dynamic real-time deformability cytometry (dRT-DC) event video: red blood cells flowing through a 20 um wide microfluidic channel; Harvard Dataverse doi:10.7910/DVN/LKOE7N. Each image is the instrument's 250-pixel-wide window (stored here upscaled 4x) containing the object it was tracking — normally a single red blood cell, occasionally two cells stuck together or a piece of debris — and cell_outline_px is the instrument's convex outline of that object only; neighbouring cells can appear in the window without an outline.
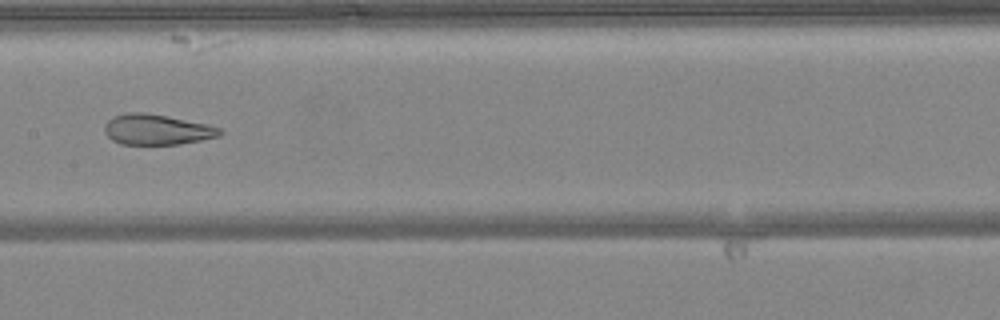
{"species": "common noctule bat (a hibernating species)", "species_latin": "Nyctalus noctula", "temperature_condition": "warm", "stored_images_in_passage": 49, "camera_frame_rate_fps": 3000, "um_per_image_px": 0.085, "animal": {"sex": "female", "body_mass_g": 24.6, "forearm_length_mm": 56.2}, "frame": {"image": 1, "passage_image": 25, "time_ms": 8.0, "image_size_px": [1000, 320], "cell_outline_px": [[224, 132], [220, 136], [180, 144], [120, 144], [112, 140], [104, 132], [104, 124], [112, 116], [128, 112], [144, 112], [168, 116], [208, 124], [220, 128]], "centroid_in_image_um": [13.32, 11.0], "position_along_channel_um": 194.1, "area_um2": 20.63}}
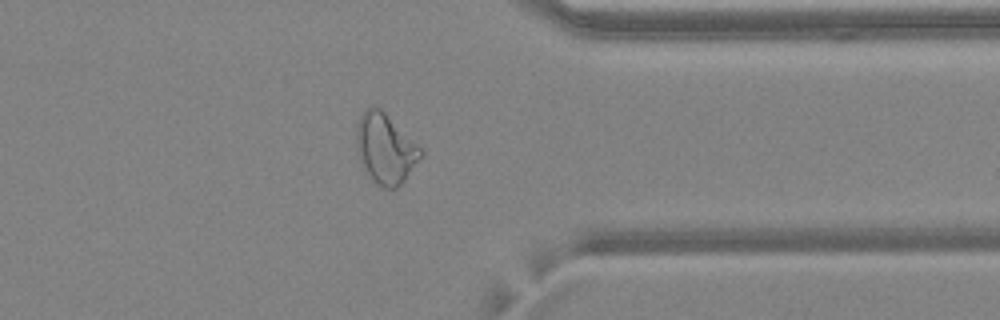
{"frame": {"image": 2, "passage_image": 39, "time_ms": 12.667, "image_size_px": [1000, 320], "cell_outline_px": [[424, 152], [404, 180], [396, 188], [384, 188], [376, 184], [368, 176], [360, 160], [356, 148], [356, 124], [364, 108], [372, 104], [380, 108]], "centroid_in_image_um": [32.7, 12.61], "position_along_channel_um": 378.7, "area_um2": 25.95}}
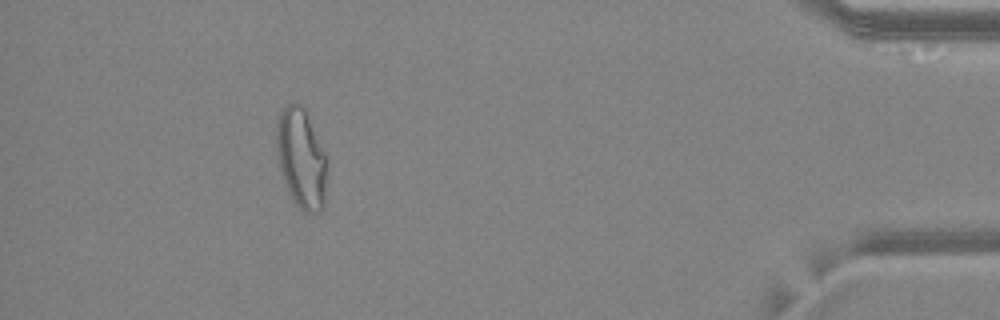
{"frame": {"image": 3, "passage_image": 45, "time_ms": 14.667, "image_size_px": [1000, 320], "cell_outline_px": [[328, 160], [324, 204], [320, 212], [304, 212], [292, 200], [284, 180], [280, 168], [276, 148], [276, 116], [280, 108], [296, 100], [304, 108]], "centroid_in_image_um": [25.59, 13.42], "position_along_channel_um": 409.6, "area_um2": 29.71}, "authors_computed_cell_mechanics": {"area_um2": 26.9348, "velocity_mm_per_s": 4.1301, "shape_relaxation_time_tau1_ms": null, "shape_relaxation_time_tau2_ms": 1.2551, "deformation_change_tau1": null, "deformation_change_tau2": 0.0869}}